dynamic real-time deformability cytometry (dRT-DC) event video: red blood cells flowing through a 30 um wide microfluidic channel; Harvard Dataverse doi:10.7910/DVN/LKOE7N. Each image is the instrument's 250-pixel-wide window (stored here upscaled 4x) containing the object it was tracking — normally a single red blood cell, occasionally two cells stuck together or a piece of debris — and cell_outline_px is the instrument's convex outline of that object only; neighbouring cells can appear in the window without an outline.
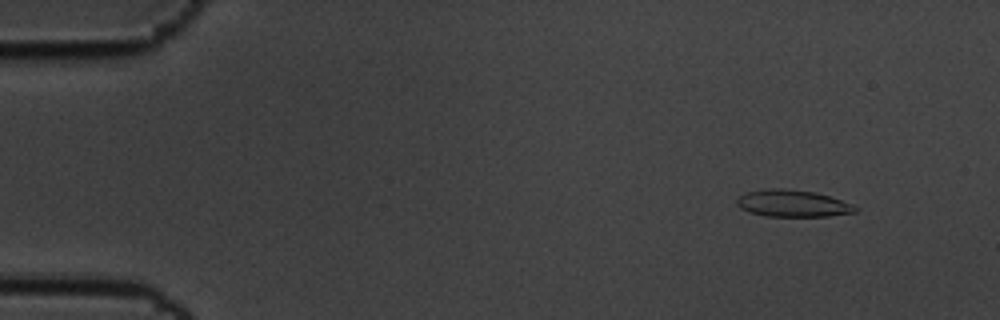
{"species": "common noctule bat (a hibernating species)", "species_latin": "Nyctalus noctula", "temperature_condition": "cold", "stored_images_in_passage": 58, "camera_frame_rate_fps": 3000, "um_per_image_px": 0.085, "animal": {"sex": "male", "body_mass_g": 19.5, "forearm_length_mm": 54.6}, "frame": {"image": 1, "passage_image": 6, "time_ms": 1.667, "image_size_px": [1000, 320], "cell_outline_px": [[856, 212], [828, 216], [764, 216], [740, 208], [736, 204], [736, 200], [744, 192], [768, 188], [780, 188], [816, 192], [852, 204], [856, 208]], "centroid_in_image_um": [67.33, 17.28], "position_along_channel_um": 17.7, "area_um2": 18.44}}
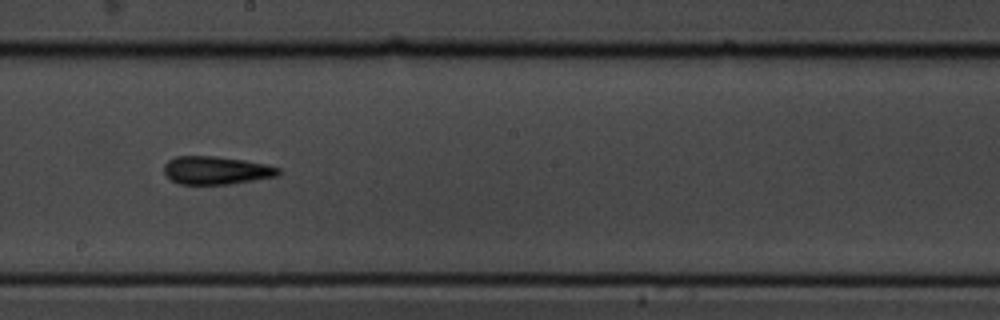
{"frame": {"image": 2, "passage_image": 33, "time_ms": 10.667, "image_size_px": [1000, 320], "cell_outline_px": [[280, 176], [228, 184], [180, 184], [172, 180], [164, 172], [164, 164], [168, 160], [176, 156], [216, 156], [244, 160], [264, 164], [280, 168]], "centroid_in_image_um": [18.38, 14.47], "position_along_channel_um": 229.8, "area_um2": 18.67}}
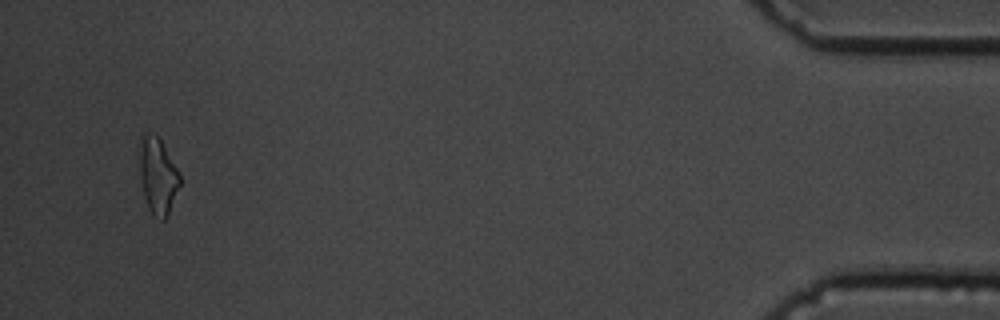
{"frame": {"image": 3, "passage_image": 56, "time_ms": 18.333, "image_size_px": [1000, 320], "cell_outline_px": [[180, 184], [168, 216], [164, 220], [160, 220], [152, 216], [148, 208], [144, 196], [140, 176], [140, 136], [148, 132], [156, 136], [160, 140], [176, 168], [180, 176]], "centroid_in_image_um": [13.4, 15.0], "position_along_channel_um": 421.8, "area_um2": 17.69}, "authors_computed_cell_mechanics": {"area_um2": 18.2648, "velocity_mm_per_s": 3.4774, "shape_relaxation_time_tau1_ms": 3.6885, "shape_relaxation_time_tau2_ms": 3.5432, "deformation_change_tau1": 0.1728, "deformation_change_tau2": 0.1504}}